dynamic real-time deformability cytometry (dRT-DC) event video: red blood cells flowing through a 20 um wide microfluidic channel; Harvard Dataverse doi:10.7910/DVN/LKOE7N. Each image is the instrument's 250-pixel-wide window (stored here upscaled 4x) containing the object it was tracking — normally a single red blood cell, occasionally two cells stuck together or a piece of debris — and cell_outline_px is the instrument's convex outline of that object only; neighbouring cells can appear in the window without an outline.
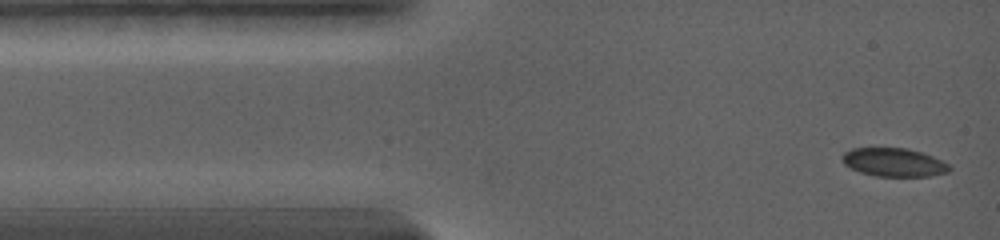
{"species": "common noctule bat (a hibernating species)", "species_latin": "Nyctalus noctula", "temperature_condition": "warm", "stored_images_in_passage": 70, "camera_frame_rate_fps": 5000, "um_per_image_px": 0.085, "animal": {"sex": "female", "body_mass_g": 19.0, "forearm_length_mm": 56.7}, "frame": {"image": 1, "passage_image": 1, "time_ms": 0.0, "image_size_px": [1000, 240], "cell_outline_px": [[952, 168], [948, 172], [928, 176], [876, 176], [860, 172], [844, 164], [840, 156], [844, 152], [852, 148], [908, 148], [932, 156], [948, 164]], "centroid_in_image_um": [75.95, 13.79], "position_along_channel_um": 9.0, "area_um2": 17.69}}
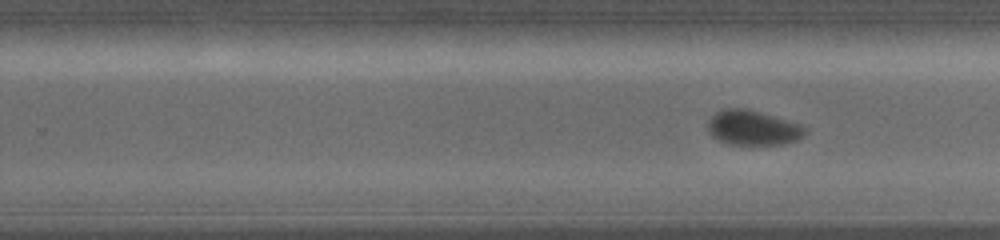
{"frame": {"image": 2, "passage_image": 33, "time_ms": 8.8, "image_size_px": [1000, 240], "cell_outline_px": [[804, 136], [796, 140], [784, 144], [728, 144], [716, 140], [708, 132], [708, 120], [716, 112], [724, 108], [744, 108], [800, 124], [804, 128]], "centroid_in_image_um": [63.93, 10.87], "position_along_channel_um": 265.9, "area_um2": 19.48}}
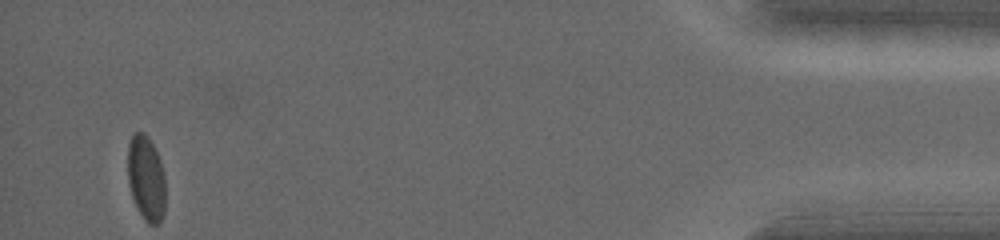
{"frame": {"image": 3, "passage_image": 70, "time_ms": 16.0, "image_size_px": [1000, 240], "cell_outline_px": [[164, 216], [160, 224], [148, 224], [144, 220], [132, 196], [128, 184], [128, 144], [132, 136], [136, 132], [144, 132], [148, 136], [160, 160], [164, 176]], "centroid_in_image_um": [12.42, 15.17], "position_along_channel_um": 422.8, "area_um2": 18.61}, "authors_computed_cell_mechanics": {"area_um2": 19.2474, "velocity_mm_per_s": 3.6437, "shape_relaxation_time_tau1_ms": 2.7004, "shape_relaxation_time_tau2_ms": null, "deformation_change_tau1": 0.0817, "deformation_change_tau2": null}}